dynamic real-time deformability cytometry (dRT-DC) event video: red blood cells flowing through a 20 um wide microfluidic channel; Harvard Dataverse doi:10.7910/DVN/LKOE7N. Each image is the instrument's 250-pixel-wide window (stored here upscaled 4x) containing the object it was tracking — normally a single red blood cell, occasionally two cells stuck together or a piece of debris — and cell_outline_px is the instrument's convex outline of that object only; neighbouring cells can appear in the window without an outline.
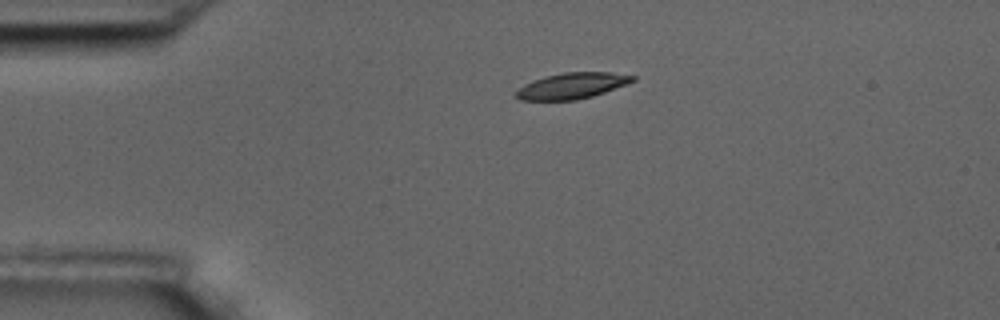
{"species": "common noctule bat (a hibernating species)", "species_latin": "Nyctalus noctula", "temperature_condition": "room temperature", "stored_images_in_passage": 2, "camera_frame_rate_fps": 3000, "um_per_image_px": 0.085, "animal": {"sex": "male", "body_mass_g": 17.5, "forearm_length_mm": 52.3}, "frame": {"image": 1, "passage_image": 1, "time_ms": 0.0, "image_size_px": [1000, 320], "cell_outline_px": [[636, 80], [628, 84], [592, 96], [576, 100], [520, 100], [512, 96], [512, 92], [524, 84], [532, 80], [544, 76], [564, 72], [612, 72], [636, 76]], "centroid_in_image_um": [48.57, 7.29], "position_along_channel_um": 36.4, "area_um2": 17.98}}